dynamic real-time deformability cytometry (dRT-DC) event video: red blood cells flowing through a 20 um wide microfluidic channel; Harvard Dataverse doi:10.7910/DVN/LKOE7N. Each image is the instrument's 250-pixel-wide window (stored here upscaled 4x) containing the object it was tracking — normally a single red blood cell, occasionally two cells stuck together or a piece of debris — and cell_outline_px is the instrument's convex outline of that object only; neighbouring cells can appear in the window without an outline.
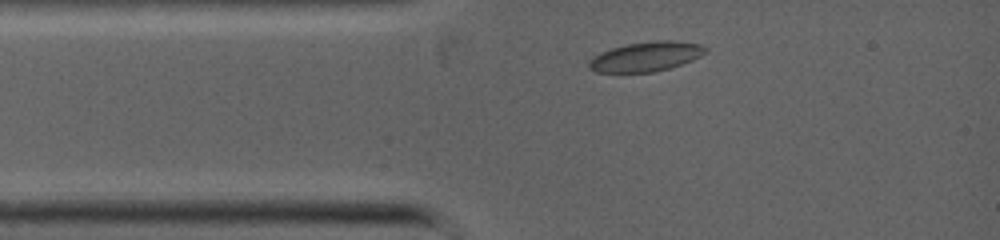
{"species": "common noctule bat (a hibernating species)", "species_latin": "Nyctalus noctula", "temperature_condition": "warm", "stored_images_in_passage": 2, "camera_frame_rate_fps": 5000, "um_per_image_px": 0.085, "animal": {"sex": "female", "body_mass_g": 19.0, "forearm_length_mm": 53.3}, "frame": {"image": 1, "passage_image": 2, "time_ms": 0.2, "image_size_px": [1000, 240], "cell_outline_px": [[708, 52], [692, 60], [668, 68], [652, 72], [596, 72], [588, 68], [588, 60], [592, 56], [600, 52], [612, 48], [628, 44], [656, 40], [672, 40], [700, 44], [708, 48]], "centroid_in_image_um": [54.89, 4.8], "position_along_channel_um": 30.1, "area_um2": 20.11}}